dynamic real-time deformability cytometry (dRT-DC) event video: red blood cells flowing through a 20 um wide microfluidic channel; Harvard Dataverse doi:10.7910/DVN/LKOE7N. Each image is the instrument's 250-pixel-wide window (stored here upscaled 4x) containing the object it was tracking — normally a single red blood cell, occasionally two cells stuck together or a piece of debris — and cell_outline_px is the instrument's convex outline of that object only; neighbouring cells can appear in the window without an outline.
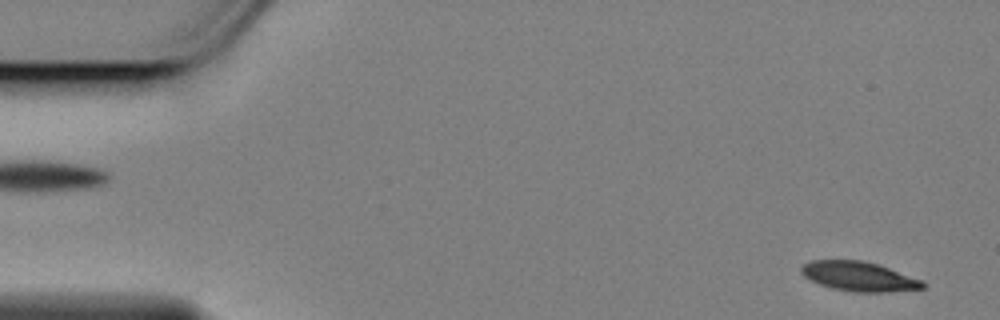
{"species": "Egyptian fruit bat (a non-hibernating species)", "species_latin": "Rousettus aegyptiacus", "temperature_condition": "cold", "stored_images_in_passage": 58, "camera_frame_rate_fps": 3000, "um_per_image_px": 0.085, "animal": {"sex": "female"}, "frame": {"image": 1, "passage_image": 2, "time_ms": 0.333, "image_size_px": [1000, 320], "cell_outline_px": [[924, 288], [884, 292], [852, 292], [832, 288], [820, 284], [804, 276], [800, 272], [800, 268], [804, 264], [812, 260], [864, 260], [924, 280]], "centroid_in_image_um": [73.0, 23.49], "position_along_channel_um": 12.0, "area_um2": 20.75}}
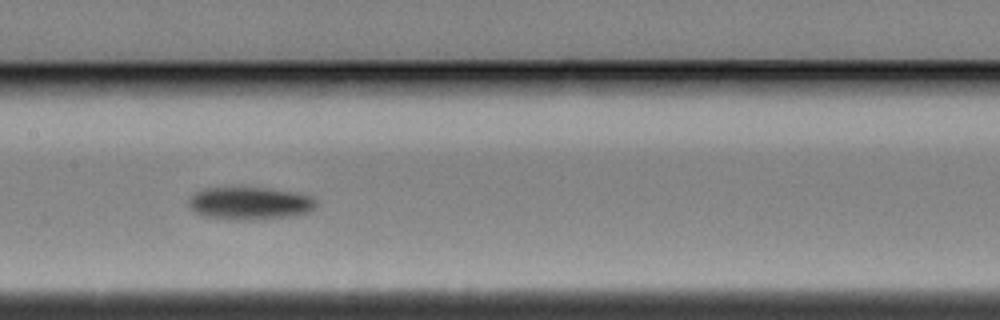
{"frame": {"image": 2, "passage_image": 27, "time_ms": 8.667, "image_size_px": [1000, 320], "cell_outline_px": [[316, 204], [308, 212], [292, 216], [264, 220], [232, 220], [204, 216], [196, 212], [188, 204], [188, 200], [196, 192], [204, 188], [264, 188], [288, 192], [308, 196], [316, 200]], "centroid_in_image_um": [21.19, 17.31], "position_along_channel_um": 186.2, "area_um2": 23.99}}
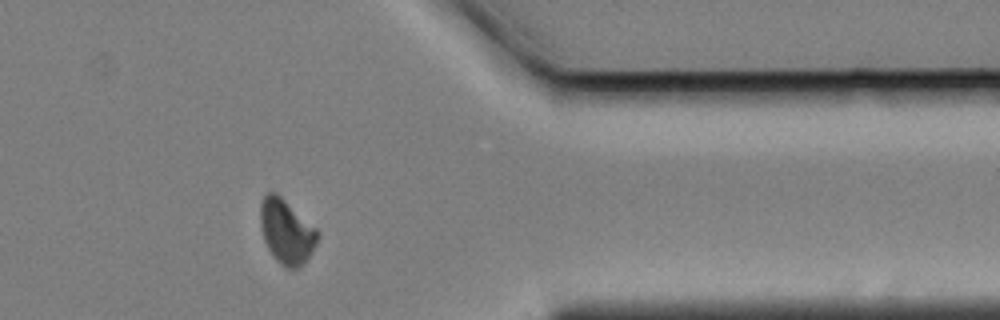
{"frame": {"image": 3, "passage_image": 46, "time_ms": 15.0, "image_size_px": [1000, 320], "cell_outline_px": [[320, 236], [312, 252], [304, 264], [296, 268], [284, 268], [276, 260], [268, 248], [264, 240], [260, 224], [260, 204], [264, 196], [268, 192], [276, 192], [316, 228], [320, 232]], "centroid_in_image_um": [24.36, 19.69], "position_along_channel_um": 387.0, "area_um2": 21.5}, "authors_computed_cell_mechanics": {"area_um2": 22.5998, "velocity_mm_per_s": 3.4349, "shape_relaxation_time_tau1_ms": 5.8052, "shape_relaxation_time_tau2_ms": null, "deformation_change_tau1": 0.1466, "deformation_change_tau2": null}}